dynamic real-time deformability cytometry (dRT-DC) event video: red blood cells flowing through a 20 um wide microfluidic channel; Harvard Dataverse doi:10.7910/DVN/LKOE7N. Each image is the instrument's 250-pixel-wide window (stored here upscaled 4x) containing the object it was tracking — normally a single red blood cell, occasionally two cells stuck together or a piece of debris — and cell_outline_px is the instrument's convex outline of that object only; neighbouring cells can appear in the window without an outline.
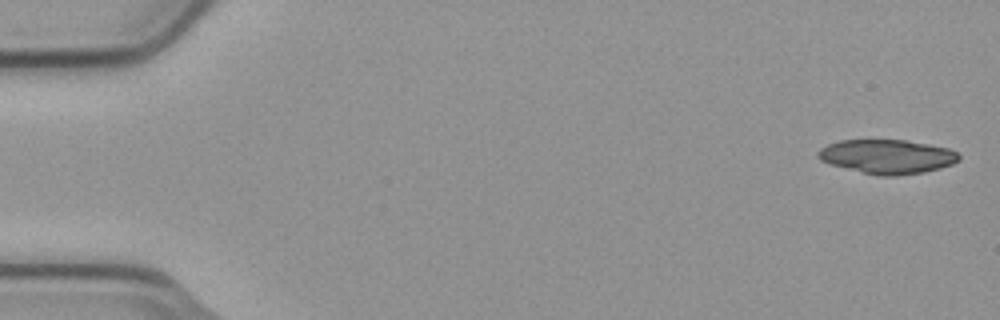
{"species": "common noctule bat (a hibernating species)", "species_latin": "Nyctalus noctula", "temperature_condition": "cold", "stored_images_in_passage": 4, "camera_frame_rate_fps": 3000, "um_per_image_px": 0.085, "animal": {"sex": "male", "body_mass_g": 23.1, "forearm_length_mm": 52.7}, "frame": {"image": 1, "passage_image": 1, "time_ms": 0.0, "image_size_px": [1000, 320], "cell_outline_px": [[960, 160], [952, 164], [940, 168], [924, 172], [896, 176], [880, 176], [832, 164], [820, 160], [816, 156], [816, 152], [820, 148], [828, 144], [840, 140], [908, 140], [948, 148], [956, 152], [960, 156]], "centroid_in_image_um": [75.42, 13.3], "position_along_channel_um": 9.6, "area_um2": 27.92}}